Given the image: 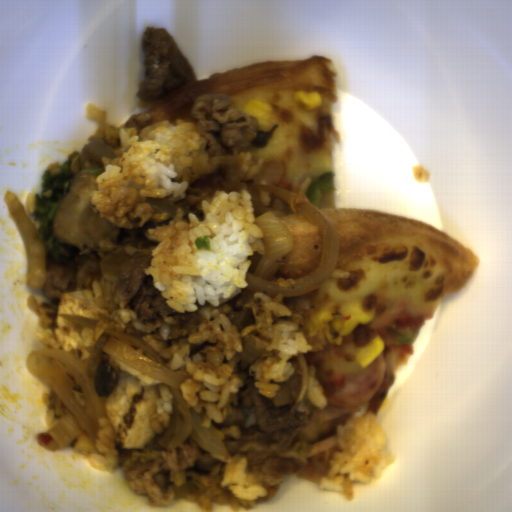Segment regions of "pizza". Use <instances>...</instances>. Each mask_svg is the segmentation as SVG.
Here are the masks:
<instances>
[{
    "label": "pizza",
    "mask_w": 512,
    "mask_h": 512,
    "mask_svg": "<svg viewBox=\"0 0 512 512\" xmlns=\"http://www.w3.org/2000/svg\"><path fill=\"white\" fill-rule=\"evenodd\" d=\"M315 207L336 229L337 262L317 290L295 297L279 293L312 352L350 343L366 348L379 326L401 315L417 319L418 335L422 322L430 320L442 299L455 295L478 268L476 254L454 239L421 222L337 206L334 189ZM322 311L335 315L334 321L317 322ZM355 312L374 319L357 325L346 337L338 336L346 316ZM396 335L381 338L384 374L395 377L409 360L417 337L411 344L395 345Z\"/></svg>",
    "instance_id": "pizza-1"
},
{
    "label": "pizza",
    "mask_w": 512,
    "mask_h": 512,
    "mask_svg": "<svg viewBox=\"0 0 512 512\" xmlns=\"http://www.w3.org/2000/svg\"><path fill=\"white\" fill-rule=\"evenodd\" d=\"M319 92V109L298 106L294 92ZM227 93L228 108L243 113L249 101L272 108L271 123L260 126L254 142L244 149L265 159L285 163L281 189L305 195L314 179L334 173L332 133L335 87L331 60L325 56L249 64L210 74L153 100L146 110L153 123L192 118L199 94Z\"/></svg>",
    "instance_id": "pizza-2"
},
{
    "label": "pizza",
    "mask_w": 512,
    "mask_h": 512,
    "mask_svg": "<svg viewBox=\"0 0 512 512\" xmlns=\"http://www.w3.org/2000/svg\"><path fill=\"white\" fill-rule=\"evenodd\" d=\"M302 401H307L318 418V438L306 447L303 455L306 461H313L324 453L338 449L339 437L337 424L356 417L369 410L370 399L364 404L354 407H337L325 404L317 408L309 399L306 391Z\"/></svg>",
    "instance_id": "pizza-3"
}]
</instances>
